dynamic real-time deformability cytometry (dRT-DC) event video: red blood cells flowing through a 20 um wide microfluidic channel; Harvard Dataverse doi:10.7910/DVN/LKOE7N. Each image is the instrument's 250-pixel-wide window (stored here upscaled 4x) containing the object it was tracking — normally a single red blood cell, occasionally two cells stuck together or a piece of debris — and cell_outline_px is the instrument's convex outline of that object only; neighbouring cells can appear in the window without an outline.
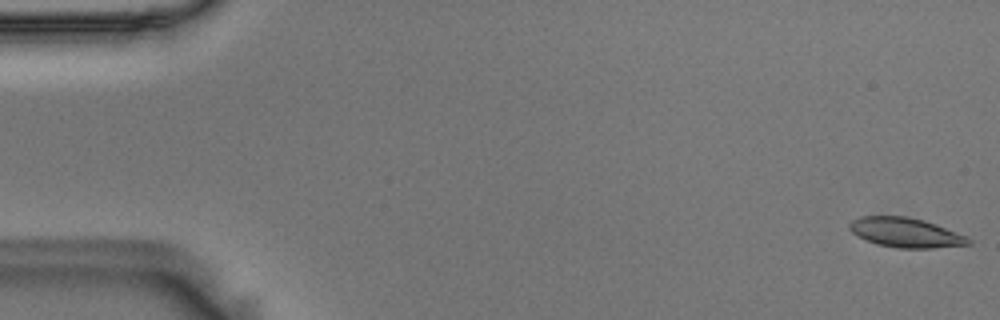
{"species": "Egyptian fruit bat (a non-hibernating species)", "species_latin": "Rousettus aegyptiacus", "temperature_condition": "room temperature", "stored_images_in_passage": 55, "camera_frame_rate_fps": 3000, "um_per_image_px": 0.085, "animal": {"sex": "male"}, "frame": {"image": 1, "passage_image": 1, "time_ms": 0.0, "image_size_px": [1000, 320], "cell_outline_px": [[972, 244], [932, 248], [896, 248], [876, 244], [856, 236], [848, 228], [848, 224], [852, 220], [860, 216], [904, 216], [924, 220], [936, 224], [968, 236], [972, 240]], "centroid_in_image_um": [76.98, 19.77], "position_along_channel_um": 8.0, "area_um2": 20.75}}
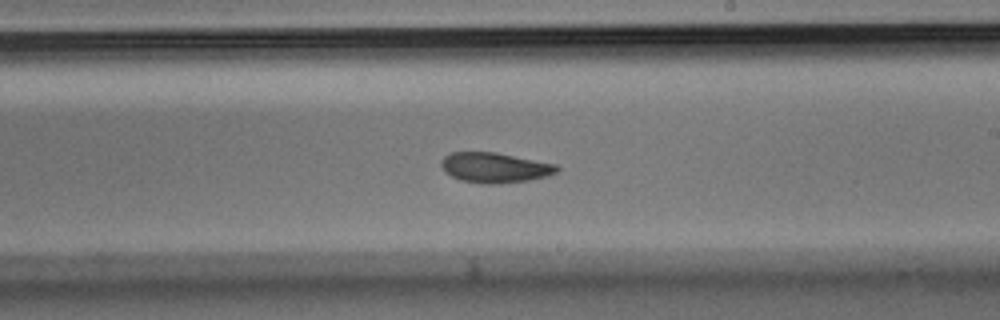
{"frame": {"image": 2, "passage_image": 32, "time_ms": 10.333, "image_size_px": [1000, 320], "cell_outline_px": [[560, 168], [556, 172], [548, 176], [528, 180], [500, 184], [488, 184], [460, 180], [444, 172], [440, 164], [440, 160], [444, 156], [452, 152], [496, 152], [556, 164]], "centroid_in_image_um": [42.04, 14.24], "position_along_channel_um": 247.0, "area_um2": 20.4}}
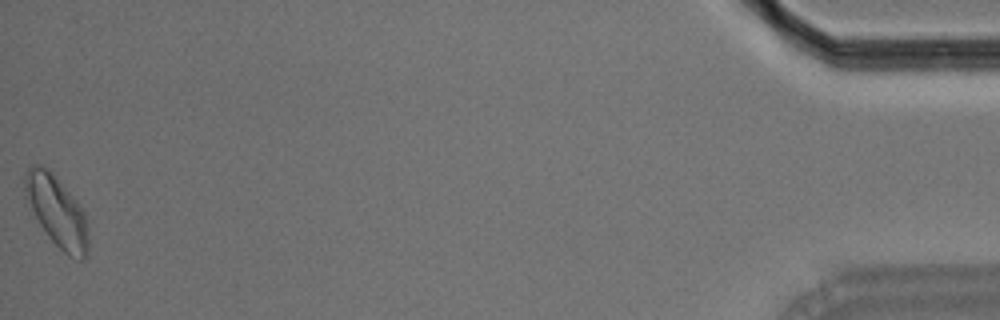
{"frame": {"image": 3, "passage_image": 55, "time_ms": 18.0, "image_size_px": [1000, 320], "cell_outline_px": [[88, 252], [84, 260], [80, 260], [68, 256], [48, 236], [40, 224], [24, 196], [24, 172], [32, 164], [40, 164], [48, 168], [52, 172], [76, 200], [84, 212], [88, 236]], "centroid_in_image_um": [4.81, 17.94], "position_along_channel_um": 430.4, "area_um2": 26.07}, "authors_computed_cell_mechanics": {"area_um2": 20.8658, "velocity_mm_per_s": 3.6495, "shape_relaxation_time_tau1_ms": 7.2129, "shape_relaxation_time_tau2_ms": 4.3248, "deformation_change_tau1": 0.1319, "deformation_change_tau2": 0.0625}}